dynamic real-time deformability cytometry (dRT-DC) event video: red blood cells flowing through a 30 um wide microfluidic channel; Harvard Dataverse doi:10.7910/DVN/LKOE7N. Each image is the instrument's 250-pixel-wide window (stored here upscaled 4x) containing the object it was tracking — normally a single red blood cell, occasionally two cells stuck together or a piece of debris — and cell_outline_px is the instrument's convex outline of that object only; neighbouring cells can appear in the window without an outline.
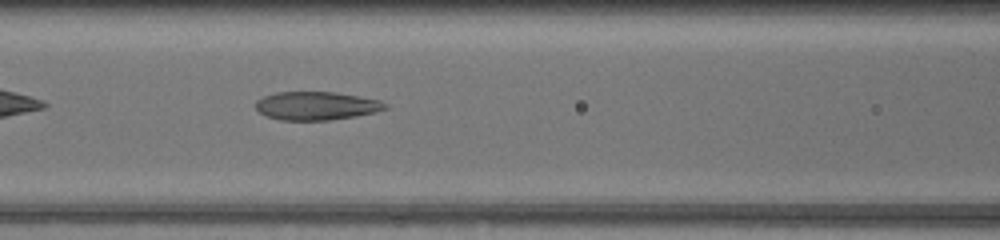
{"species": "common noctule bat (a hibernating species)", "species_latin": "Nyctalus noctula", "temperature_condition": "warm", "stored_images_in_passage": 13, "camera_frame_rate_fps": 3000, "um_per_image_px": 0.085, "animal": {"sex": "female", "body_mass_g": 17.0, "forearm_length_mm": 48.0}, "frame": {"image": 1, "passage_image": 6, "time_ms": 1.667, "image_size_px": [1000, 240], "cell_outline_px": [[388, 108], [356, 116], [328, 120], [280, 120], [268, 116], [260, 112], [256, 108], [256, 100], [264, 96], [276, 92], [336, 92], [380, 100], [388, 104]], "centroid_in_image_um": [26.89, 8.99], "position_along_channel_um": 139.7, "area_um2": 21.27}}